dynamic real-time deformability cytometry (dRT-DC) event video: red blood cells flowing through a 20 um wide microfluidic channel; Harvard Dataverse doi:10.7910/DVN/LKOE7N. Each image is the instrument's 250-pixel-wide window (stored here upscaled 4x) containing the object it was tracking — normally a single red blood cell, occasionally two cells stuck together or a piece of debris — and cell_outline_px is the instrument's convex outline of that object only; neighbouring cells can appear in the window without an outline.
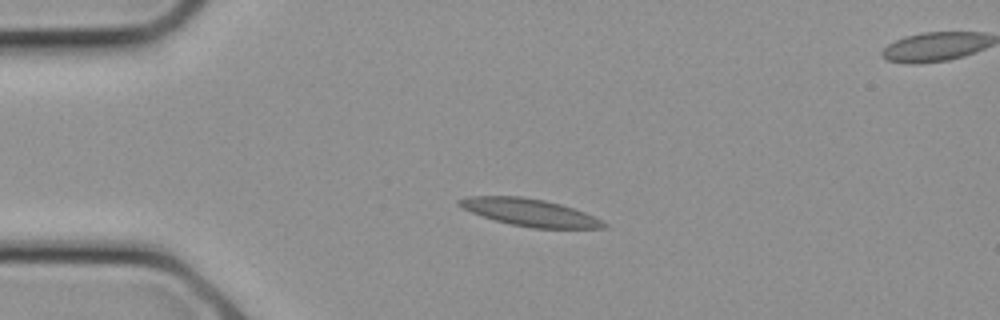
{"species": "common noctule bat (a hibernating species)", "species_latin": "Nyctalus noctula", "temperature_condition": "cold", "stored_images_in_passage": 25, "camera_frame_rate_fps": 3000, "um_per_image_px": 0.085, "animal": {"sex": "female", "body_mass_g": 21.9}, "frame": {"image": 1, "passage_image": 5, "time_ms": 1.333, "image_size_px": [1000, 320], "cell_outline_px": [[608, 224], [604, 228], [532, 228], [512, 224], [496, 220], [472, 212], [456, 204], [456, 200], [468, 196], [520, 196], [544, 200], [560, 204], [584, 212]], "centroid_in_image_um": [45.01, 18.05], "position_along_channel_um": 40.0, "area_um2": 22.6}}
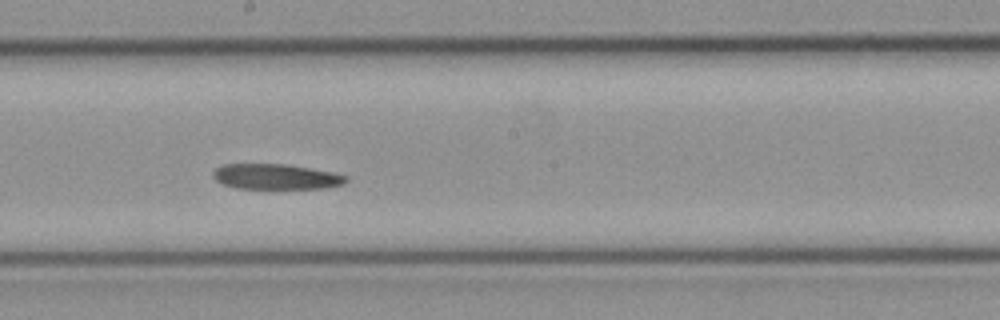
{"frame": {"image": 2, "passage_image": 13, "time_ms": 4.0, "image_size_px": [1000, 320], "cell_outline_px": [[348, 180], [344, 184], [324, 188], [236, 188], [224, 184], [216, 180], [212, 176], [212, 172], [216, 168], [224, 164], [288, 164], [336, 172], [348, 176]], "centroid_in_image_um": [23.5, 15.0], "position_along_channel_um": 224.7, "area_um2": 19.77}}
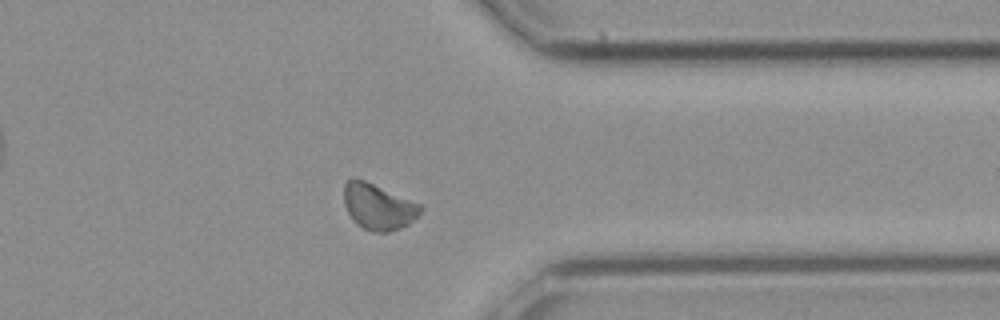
{"frame": {"image": 3, "passage_image": 19, "time_ms": 6.0, "image_size_px": [1000, 320], "cell_outline_px": [[424, 208], [408, 224], [400, 228], [388, 232], [372, 232], [356, 224], [352, 220], [344, 204], [344, 184], [352, 176], [364, 180], [424, 204]], "centroid_in_image_um": [32.16, 17.55], "position_along_channel_um": 379.2, "area_um2": 20.75}}